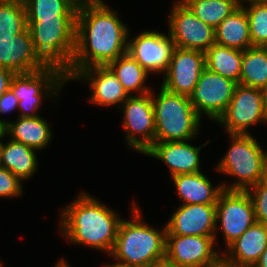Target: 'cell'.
Returning a JSON list of instances; mask_svg holds the SVG:
<instances>
[{
    "label": "cell",
    "mask_w": 267,
    "mask_h": 267,
    "mask_svg": "<svg viewBox=\"0 0 267 267\" xmlns=\"http://www.w3.org/2000/svg\"><path fill=\"white\" fill-rule=\"evenodd\" d=\"M117 15L102 0H80L74 56L65 72L67 81L82 69L107 66L127 53L129 31Z\"/></svg>",
    "instance_id": "6da1fadb"
},
{
    "label": "cell",
    "mask_w": 267,
    "mask_h": 267,
    "mask_svg": "<svg viewBox=\"0 0 267 267\" xmlns=\"http://www.w3.org/2000/svg\"><path fill=\"white\" fill-rule=\"evenodd\" d=\"M117 214L82 192L62 210L59 232L74 244L99 249L110 255L122 221Z\"/></svg>",
    "instance_id": "7a4b0ae2"
},
{
    "label": "cell",
    "mask_w": 267,
    "mask_h": 267,
    "mask_svg": "<svg viewBox=\"0 0 267 267\" xmlns=\"http://www.w3.org/2000/svg\"><path fill=\"white\" fill-rule=\"evenodd\" d=\"M132 213L131 221L122 219L110 255L128 267H150L165 258L166 226L158 231L146 224L135 203Z\"/></svg>",
    "instance_id": "3957f363"
},
{
    "label": "cell",
    "mask_w": 267,
    "mask_h": 267,
    "mask_svg": "<svg viewBox=\"0 0 267 267\" xmlns=\"http://www.w3.org/2000/svg\"><path fill=\"white\" fill-rule=\"evenodd\" d=\"M151 92L155 113V142L191 141L198 134L201 118L190 97L175 94L162 86L155 98Z\"/></svg>",
    "instance_id": "277c9868"
},
{
    "label": "cell",
    "mask_w": 267,
    "mask_h": 267,
    "mask_svg": "<svg viewBox=\"0 0 267 267\" xmlns=\"http://www.w3.org/2000/svg\"><path fill=\"white\" fill-rule=\"evenodd\" d=\"M229 137L230 148L216 169L238 180L221 185L223 190L246 191L267 176V153L251 134H230Z\"/></svg>",
    "instance_id": "5b68a950"
},
{
    "label": "cell",
    "mask_w": 267,
    "mask_h": 267,
    "mask_svg": "<svg viewBox=\"0 0 267 267\" xmlns=\"http://www.w3.org/2000/svg\"><path fill=\"white\" fill-rule=\"evenodd\" d=\"M34 48L48 65L64 73L69 69L75 50L76 18H49L27 21Z\"/></svg>",
    "instance_id": "8992f818"
},
{
    "label": "cell",
    "mask_w": 267,
    "mask_h": 267,
    "mask_svg": "<svg viewBox=\"0 0 267 267\" xmlns=\"http://www.w3.org/2000/svg\"><path fill=\"white\" fill-rule=\"evenodd\" d=\"M65 82L67 83L65 73L55 66H47L29 73L15 74L11 80L10 89L19 100L18 110L21 112H19V116H39L37 110H39L44 96L48 97L47 93L49 92L57 95Z\"/></svg>",
    "instance_id": "52a82bcc"
},
{
    "label": "cell",
    "mask_w": 267,
    "mask_h": 267,
    "mask_svg": "<svg viewBox=\"0 0 267 267\" xmlns=\"http://www.w3.org/2000/svg\"><path fill=\"white\" fill-rule=\"evenodd\" d=\"M267 122L262 92L259 88L237 84L233 97L225 112L216 121L221 123L227 133L248 135L250 126Z\"/></svg>",
    "instance_id": "ba28073f"
},
{
    "label": "cell",
    "mask_w": 267,
    "mask_h": 267,
    "mask_svg": "<svg viewBox=\"0 0 267 267\" xmlns=\"http://www.w3.org/2000/svg\"><path fill=\"white\" fill-rule=\"evenodd\" d=\"M121 107L124 116L122 126L126 131L127 144L144 154L155 142V113L151 92L131 95Z\"/></svg>",
    "instance_id": "9c48e42d"
},
{
    "label": "cell",
    "mask_w": 267,
    "mask_h": 267,
    "mask_svg": "<svg viewBox=\"0 0 267 267\" xmlns=\"http://www.w3.org/2000/svg\"><path fill=\"white\" fill-rule=\"evenodd\" d=\"M216 231L221 228L225 245L239 238L256 222L253 202L247 191L223 190L216 203Z\"/></svg>",
    "instance_id": "30bf717a"
},
{
    "label": "cell",
    "mask_w": 267,
    "mask_h": 267,
    "mask_svg": "<svg viewBox=\"0 0 267 267\" xmlns=\"http://www.w3.org/2000/svg\"><path fill=\"white\" fill-rule=\"evenodd\" d=\"M215 241L216 236L166 234L165 258L178 267H216L222 254Z\"/></svg>",
    "instance_id": "8fae6325"
},
{
    "label": "cell",
    "mask_w": 267,
    "mask_h": 267,
    "mask_svg": "<svg viewBox=\"0 0 267 267\" xmlns=\"http://www.w3.org/2000/svg\"><path fill=\"white\" fill-rule=\"evenodd\" d=\"M169 16V34L175 47L206 52L215 41V29L201 21L181 1H174Z\"/></svg>",
    "instance_id": "7c38bea8"
},
{
    "label": "cell",
    "mask_w": 267,
    "mask_h": 267,
    "mask_svg": "<svg viewBox=\"0 0 267 267\" xmlns=\"http://www.w3.org/2000/svg\"><path fill=\"white\" fill-rule=\"evenodd\" d=\"M236 83L205 68L189 96L197 114L217 121L229 105Z\"/></svg>",
    "instance_id": "4fadbf2b"
},
{
    "label": "cell",
    "mask_w": 267,
    "mask_h": 267,
    "mask_svg": "<svg viewBox=\"0 0 267 267\" xmlns=\"http://www.w3.org/2000/svg\"><path fill=\"white\" fill-rule=\"evenodd\" d=\"M174 48L170 34L156 30L141 32L127 43V53L151 75L153 72L166 73Z\"/></svg>",
    "instance_id": "5bb4252c"
},
{
    "label": "cell",
    "mask_w": 267,
    "mask_h": 267,
    "mask_svg": "<svg viewBox=\"0 0 267 267\" xmlns=\"http://www.w3.org/2000/svg\"><path fill=\"white\" fill-rule=\"evenodd\" d=\"M205 68V52L175 47L161 86L171 93L190 96Z\"/></svg>",
    "instance_id": "9a60e30c"
},
{
    "label": "cell",
    "mask_w": 267,
    "mask_h": 267,
    "mask_svg": "<svg viewBox=\"0 0 267 267\" xmlns=\"http://www.w3.org/2000/svg\"><path fill=\"white\" fill-rule=\"evenodd\" d=\"M166 226V234L216 236V204H181Z\"/></svg>",
    "instance_id": "2e32d148"
},
{
    "label": "cell",
    "mask_w": 267,
    "mask_h": 267,
    "mask_svg": "<svg viewBox=\"0 0 267 267\" xmlns=\"http://www.w3.org/2000/svg\"><path fill=\"white\" fill-rule=\"evenodd\" d=\"M48 65L37 54L28 28L13 38L0 39V67L29 73Z\"/></svg>",
    "instance_id": "e0dca14e"
},
{
    "label": "cell",
    "mask_w": 267,
    "mask_h": 267,
    "mask_svg": "<svg viewBox=\"0 0 267 267\" xmlns=\"http://www.w3.org/2000/svg\"><path fill=\"white\" fill-rule=\"evenodd\" d=\"M83 80L90 83L92 104L101 106L118 105L130 96L108 66H92L80 70L71 80Z\"/></svg>",
    "instance_id": "ac0fdd59"
},
{
    "label": "cell",
    "mask_w": 267,
    "mask_h": 267,
    "mask_svg": "<svg viewBox=\"0 0 267 267\" xmlns=\"http://www.w3.org/2000/svg\"><path fill=\"white\" fill-rule=\"evenodd\" d=\"M228 248V249H227ZM267 248V225L255 222L226 247L222 263L230 267H254Z\"/></svg>",
    "instance_id": "d6986e66"
},
{
    "label": "cell",
    "mask_w": 267,
    "mask_h": 267,
    "mask_svg": "<svg viewBox=\"0 0 267 267\" xmlns=\"http://www.w3.org/2000/svg\"><path fill=\"white\" fill-rule=\"evenodd\" d=\"M208 143L210 141H207L201 147H194L187 141L154 142L144 154L165 162L170 169L171 177H173L199 172V151Z\"/></svg>",
    "instance_id": "ffe728a7"
},
{
    "label": "cell",
    "mask_w": 267,
    "mask_h": 267,
    "mask_svg": "<svg viewBox=\"0 0 267 267\" xmlns=\"http://www.w3.org/2000/svg\"><path fill=\"white\" fill-rule=\"evenodd\" d=\"M172 180L177 188L176 194L183 204H216L219 194L223 191L222 185L213 187L209 178L201 171L175 175Z\"/></svg>",
    "instance_id": "44dd1931"
},
{
    "label": "cell",
    "mask_w": 267,
    "mask_h": 267,
    "mask_svg": "<svg viewBox=\"0 0 267 267\" xmlns=\"http://www.w3.org/2000/svg\"><path fill=\"white\" fill-rule=\"evenodd\" d=\"M215 41L219 45L240 51L252 47L244 6H239L215 28Z\"/></svg>",
    "instance_id": "7402d4cb"
},
{
    "label": "cell",
    "mask_w": 267,
    "mask_h": 267,
    "mask_svg": "<svg viewBox=\"0 0 267 267\" xmlns=\"http://www.w3.org/2000/svg\"><path fill=\"white\" fill-rule=\"evenodd\" d=\"M16 122L7 123V135L16 142L23 143L35 150L46 147L52 139L49 123L41 116L21 117Z\"/></svg>",
    "instance_id": "603a6c76"
},
{
    "label": "cell",
    "mask_w": 267,
    "mask_h": 267,
    "mask_svg": "<svg viewBox=\"0 0 267 267\" xmlns=\"http://www.w3.org/2000/svg\"><path fill=\"white\" fill-rule=\"evenodd\" d=\"M36 151L33 148L9 139L2 143L0 152V166L9 170L21 181L30 179L37 171Z\"/></svg>",
    "instance_id": "cb8c5ba5"
},
{
    "label": "cell",
    "mask_w": 267,
    "mask_h": 267,
    "mask_svg": "<svg viewBox=\"0 0 267 267\" xmlns=\"http://www.w3.org/2000/svg\"><path fill=\"white\" fill-rule=\"evenodd\" d=\"M243 51L214 43L205 52L206 68L239 84Z\"/></svg>",
    "instance_id": "d4e9b609"
},
{
    "label": "cell",
    "mask_w": 267,
    "mask_h": 267,
    "mask_svg": "<svg viewBox=\"0 0 267 267\" xmlns=\"http://www.w3.org/2000/svg\"><path fill=\"white\" fill-rule=\"evenodd\" d=\"M116 75L127 93L131 96V91L144 95L152 92V89L145 86V79L148 72L128 53L118 57L107 65Z\"/></svg>",
    "instance_id": "484cf974"
},
{
    "label": "cell",
    "mask_w": 267,
    "mask_h": 267,
    "mask_svg": "<svg viewBox=\"0 0 267 267\" xmlns=\"http://www.w3.org/2000/svg\"><path fill=\"white\" fill-rule=\"evenodd\" d=\"M239 84L259 89L267 85V47L252 46L243 51Z\"/></svg>",
    "instance_id": "4316f807"
},
{
    "label": "cell",
    "mask_w": 267,
    "mask_h": 267,
    "mask_svg": "<svg viewBox=\"0 0 267 267\" xmlns=\"http://www.w3.org/2000/svg\"><path fill=\"white\" fill-rule=\"evenodd\" d=\"M80 0H29L25 5L27 21L49 18H76Z\"/></svg>",
    "instance_id": "83f0119b"
},
{
    "label": "cell",
    "mask_w": 267,
    "mask_h": 267,
    "mask_svg": "<svg viewBox=\"0 0 267 267\" xmlns=\"http://www.w3.org/2000/svg\"><path fill=\"white\" fill-rule=\"evenodd\" d=\"M201 21L216 28L239 5L237 0H181Z\"/></svg>",
    "instance_id": "f1b7e54d"
},
{
    "label": "cell",
    "mask_w": 267,
    "mask_h": 267,
    "mask_svg": "<svg viewBox=\"0 0 267 267\" xmlns=\"http://www.w3.org/2000/svg\"><path fill=\"white\" fill-rule=\"evenodd\" d=\"M27 28L25 6L0 2V39L13 38Z\"/></svg>",
    "instance_id": "f546056e"
},
{
    "label": "cell",
    "mask_w": 267,
    "mask_h": 267,
    "mask_svg": "<svg viewBox=\"0 0 267 267\" xmlns=\"http://www.w3.org/2000/svg\"><path fill=\"white\" fill-rule=\"evenodd\" d=\"M250 29L252 46H267V2L250 3L244 7Z\"/></svg>",
    "instance_id": "4dcf8cb0"
},
{
    "label": "cell",
    "mask_w": 267,
    "mask_h": 267,
    "mask_svg": "<svg viewBox=\"0 0 267 267\" xmlns=\"http://www.w3.org/2000/svg\"><path fill=\"white\" fill-rule=\"evenodd\" d=\"M246 191L253 202L256 222L267 225V176Z\"/></svg>",
    "instance_id": "1f68e13d"
},
{
    "label": "cell",
    "mask_w": 267,
    "mask_h": 267,
    "mask_svg": "<svg viewBox=\"0 0 267 267\" xmlns=\"http://www.w3.org/2000/svg\"><path fill=\"white\" fill-rule=\"evenodd\" d=\"M22 181L9 170L0 166V197H16L22 195Z\"/></svg>",
    "instance_id": "d6a6232c"
},
{
    "label": "cell",
    "mask_w": 267,
    "mask_h": 267,
    "mask_svg": "<svg viewBox=\"0 0 267 267\" xmlns=\"http://www.w3.org/2000/svg\"><path fill=\"white\" fill-rule=\"evenodd\" d=\"M18 98L9 88L4 94L0 96V113H10L14 109H18Z\"/></svg>",
    "instance_id": "836d02e7"
},
{
    "label": "cell",
    "mask_w": 267,
    "mask_h": 267,
    "mask_svg": "<svg viewBox=\"0 0 267 267\" xmlns=\"http://www.w3.org/2000/svg\"><path fill=\"white\" fill-rule=\"evenodd\" d=\"M15 73L7 68L0 67V96L4 94L11 84V80Z\"/></svg>",
    "instance_id": "e575fe53"
},
{
    "label": "cell",
    "mask_w": 267,
    "mask_h": 267,
    "mask_svg": "<svg viewBox=\"0 0 267 267\" xmlns=\"http://www.w3.org/2000/svg\"><path fill=\"white\" fill-rule=\"evenodd\" d=\"M150 267H178L176 264L173 262H170L166 258L162 260H158L155 263H153Z\"/></svg>",
    "instance_id": "d590c367"
},
{
    "label": "cell",
    "mask_w": 267,
    "mask_h": 267,
    "mask_svg": "<svg viewBox=\"0 0 267 267\" xmlns=\"http://www.w3.org/2000/svg\"><path fill=\"white\" fill-rule=\"evenodd\" d=\"M254 267H267V248L263 251L259 261L254 265Z\"/></svg>",
    "instance_id": "8d00e7d4"
},
{
    "label": "cell",
    "mask_w": 267,
    "mask_h": 267,
    "mask_svg": "<svg viewBox=\"0 0 267 267\" xmlns=\"http://www.w3.org/2000/svg\"><path fill=\"white\" fill-rule=\"evenodd\" d=\"M9 121H5L3 119H0V142H1V139H3L4 136L7 135V123Z\"/></svg>",
    "instance_id": "74e56055"
},
{
    "label": "cell",
    "mask_w": 267,
    "mask_h": 267,
    "mask_svg": "<svg viewBox=\"0 0 267 267\" xmlns=\"http://www.w3.org/2000/svg\"><path fill=\"white\" fill-rule=\"evenodd\" d=\"M261 92H262L263 105L267 116V85L261 88Z\"/></svg>",
    "instance_id": "f35d334b"
},
{
    "label": "cell",
    "mask_w": 267,
    "mask_h": 267,
    "mask_svg": "<svg viewBox=\"0 0 267 267\" xmlns=\"http://www.w3.org/2000/svg\"><path fill=\"white\" fill-rule=\"evenodd\" d=\"M28 1L29 0H0L2 3H15L22 6H25Z\"/></svg>",
    "instance_id": "ab89813d"
},
{
    "label": "cell",
    "mask_w": 267,
    "mask_h": 267,
    "mask_svg": "<svg viewBox=\"0 0 267 267\" xmlns=\"http://www.w3.org/2000/svg\"><path fill=\"white\" fill-rule=\"evenodd\" d=\"M245 2L247 1V3H260V2H267V0H237V3L239 6H243V3L242 2Z\"/></svg>",
    "instance_id": "60d3db41"
},
{
    "label": "cell",
    "mask_w": 267,
    "mask_h": 267,
    "mask_svg": "<svg viewBox=\"0 0 267 267\" xmlns=\"http://www.w3.org/2000/svg\"><path fill=\"white\" fill-rule=\"evenodd\" d=\"M55 267H70L69 264L62 258L58 263L55 265Z\"/></svg>",
    "instance_id": "b9f144b4"
},
{
    "label": "cell",
    "mask_w": 267,
    "mask_h": 267,
    "mask_svg": "<svg viewBox=\"0 0 267 267\" xmlns=\"http://www.w3.org/2000/svg\"><path fill=\"white\" fill-rule=\"evenodd\" d=\"M103 267H128L127 265H125L124 263H121V262H116L115 264H106V266H103Z\"/></svg>",
    "instance_id": "7bdbcfd3"
},
{
    "label": "cell",
    "mask_w": 267,
    "mask_h": 267,
    "mask_svg": "<svg viewBox=\"0 0 267 267\" xmlns=\"http://www.w3.org/2000/svg\"><path fill=\"white\" fill-rule=\"evenodd\" d=\"M216 267H230V266H227V265H225L224 263H220L218 266H216Z\"/></svg>",
    "instance_id": "ee69618b"
}]
</instances>
